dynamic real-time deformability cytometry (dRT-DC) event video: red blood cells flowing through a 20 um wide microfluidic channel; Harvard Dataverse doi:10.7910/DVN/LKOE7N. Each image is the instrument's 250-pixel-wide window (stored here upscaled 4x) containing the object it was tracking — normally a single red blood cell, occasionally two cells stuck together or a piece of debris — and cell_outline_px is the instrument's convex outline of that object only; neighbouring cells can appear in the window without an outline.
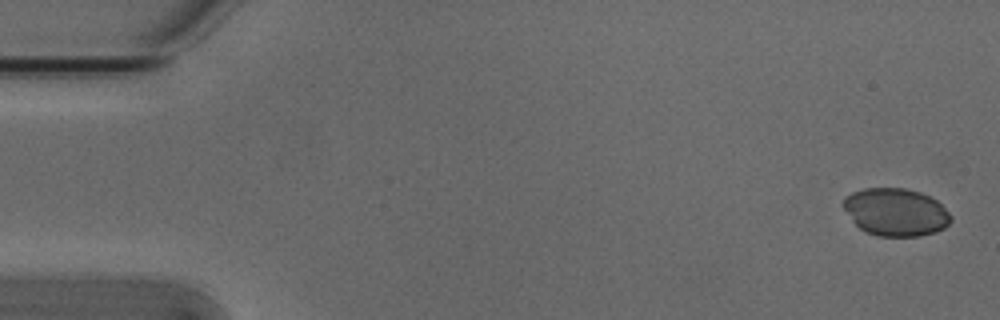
{"species": "Egyptian fruit bat (a non-hibernating species)", "species_latin": "Rousettus aegyptiacus", "temperature_condition": "cold", "stored_images_in_passage": 7, "camera_frame_rate_fps": 3000, "um_per_image_px": 0.085, "animal": {"sex": "male"}, "frame": {"image": 1, "passage_image": 1, "time_ms": 0.0, "image_size_px": [1000, 320], "cell_outline_px": [[952, 220], [944, 228], [936, 232], [920, 236], [876, 236], [860, 228], [852, 220], [844, 208], [844, 196], [852, 192], [864, 188], [904, 188], [920, 192], [936, 200], [952, 216]], "centroid_in_image_um": [76.14, 18.03], "position_along_channel_um": 8.9, "area_um2": 29.77}}
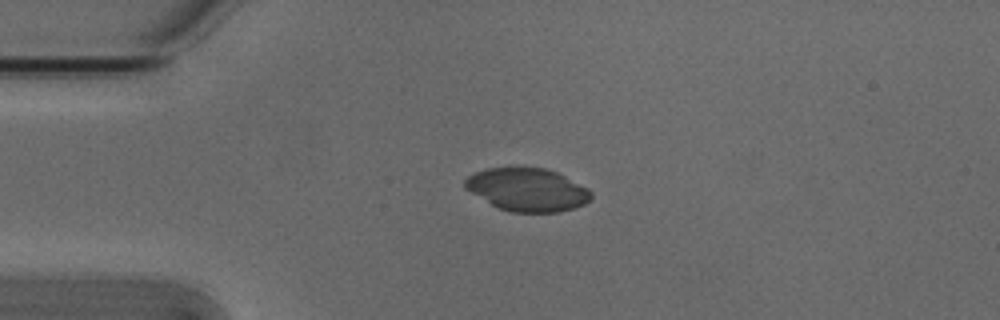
{"frame": {"image": 2, "passage_image": 4, "time_ms": 1.0, "image_size_px": [1000, 320], "cell_outline_px": [[592, 196], [584, 204], [560, 212], [512, 212], [500, 208], [492, 204], [464, 188], [464, 180], [472, 172], [488, 168], [544, 168], [556, 172], [588, 188], [592, 192]], "centroid_in_image_um": [44.81, 16.12], "position_along_channel_um": 40.2, "area_um2": 31.27}}
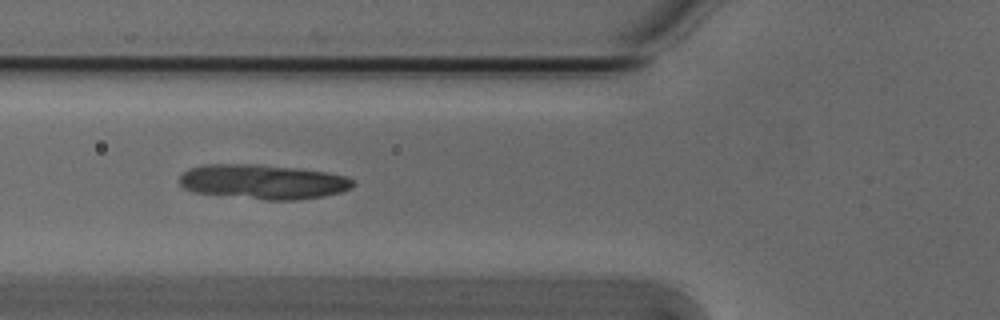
{"frame": {"image": 3, "passage_image": 6, "time_ms": 1.667, "image_size_px": [1000, 320], "cell_outline_px": [[356, 184], [352, 188], [340, 192], [324, 196], [300, 200], [264, 200], [196, 192], [184, 188], [180, 184], [180, 176], [188, 168], [200, 164], [256, 164], [296, 168], [328, 172], [344, 176], [352, 180]], "centroid_in_image_um": [22.36, 15.45], "position_along_channel_um": 103.4, "area_um2": 35.14}}